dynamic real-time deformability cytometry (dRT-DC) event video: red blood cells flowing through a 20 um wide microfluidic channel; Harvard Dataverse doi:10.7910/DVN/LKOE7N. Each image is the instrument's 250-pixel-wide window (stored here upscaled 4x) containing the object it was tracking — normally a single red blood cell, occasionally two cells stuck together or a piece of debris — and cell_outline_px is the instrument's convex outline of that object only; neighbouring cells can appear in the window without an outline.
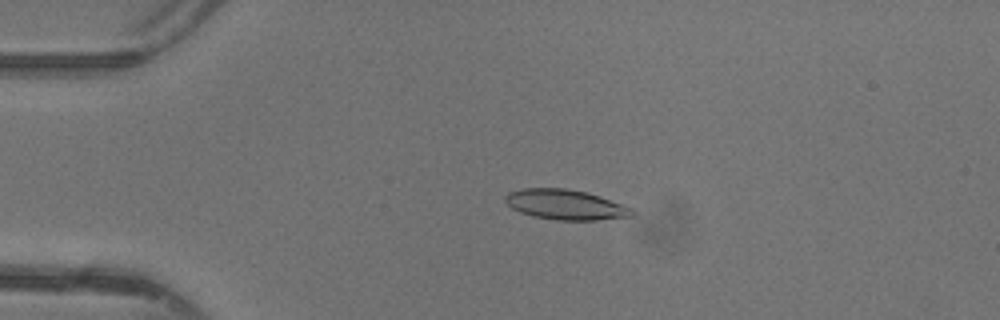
{"species": "common noctule bat (a hibernating species)", "species_latin": "Nyctalus noctula", "temperature_condition": "warm", "stored_images_in_passage": 40, "camera_frame_rate_fps": 3000, "um_per_image_px": 0.085, "animal": {"sex": "female"}, "frame": {"image": 1, "passage_image": 10, "time_ms": 3.0, "image_size_px": [1000, 320], "cell_outline_px": [[636, 212], [632, 216], [596, 220], [556, 220], [532, 216], [520, 212], [512, 208], [504, 200], [504, 196], [508, 192], [524, 188], [564, 188], [588, 192], [600, 196], [632, 208]], "centroid_in_image_um": [48.06, 17.39], "position_along_channel_um": 36.9, "area_um2": 22.31}}
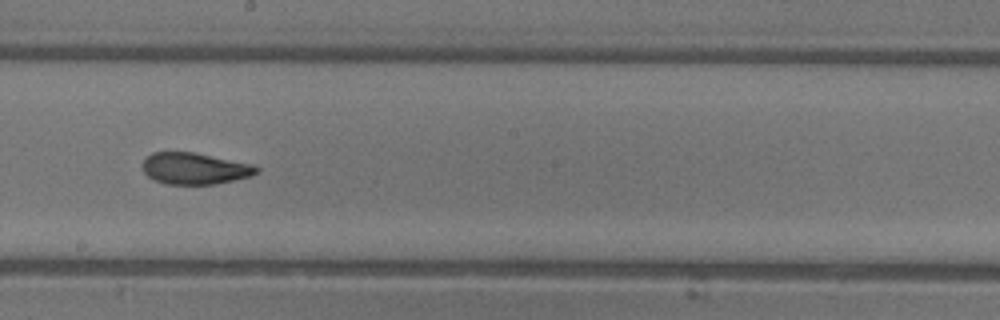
{"frame": {"image": 2, "passage_image": 26, "time_ms": 8.333, "image_size_px": [1000, 320], "cell_outline_px": [[260, 172], [252, 176], [216, 184], [164, 184], [148, 176], [144, 172], [144, 160], [152, 152], [192, 152], [252, 164], [260, 168]], "centroid_in_image_um": [16.59, 14.33], "position_along_channel_um": 231.6, "area_um2": 20.81}}
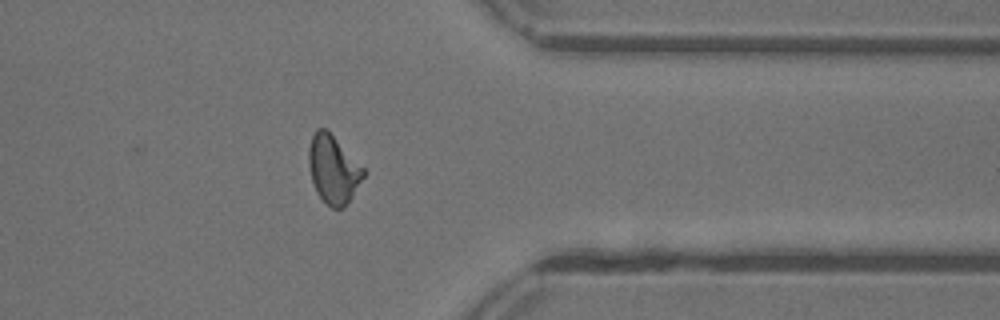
{"frame": {"image": 3, "passage_image": 37, "time_ms": 12.0, "image_size_px": [1000, 320], "cell_outline_px": [[368, 172], [344, 208], [332, 208], [316, 192], [312, 180], [308, 164], [308, 148], [312, 136], [316, 128], [328, 128]], "centroid_in_image_um": [28.34, 14.35], "position_along_channel_um": 383.1, "area_um2": 22.08}, "authors_computed_cell_mechanics": {"area_um2": 21.6172, "velocity_mm_per_s": 4.4083, "shape_relaxation_time_tau1_ms": 5.6531, "shape_relaxation_time_tau2_ms": 1.5205, "deformation_change_tau1": 0.2042, "deformation_change_tau2": 0.0813}}